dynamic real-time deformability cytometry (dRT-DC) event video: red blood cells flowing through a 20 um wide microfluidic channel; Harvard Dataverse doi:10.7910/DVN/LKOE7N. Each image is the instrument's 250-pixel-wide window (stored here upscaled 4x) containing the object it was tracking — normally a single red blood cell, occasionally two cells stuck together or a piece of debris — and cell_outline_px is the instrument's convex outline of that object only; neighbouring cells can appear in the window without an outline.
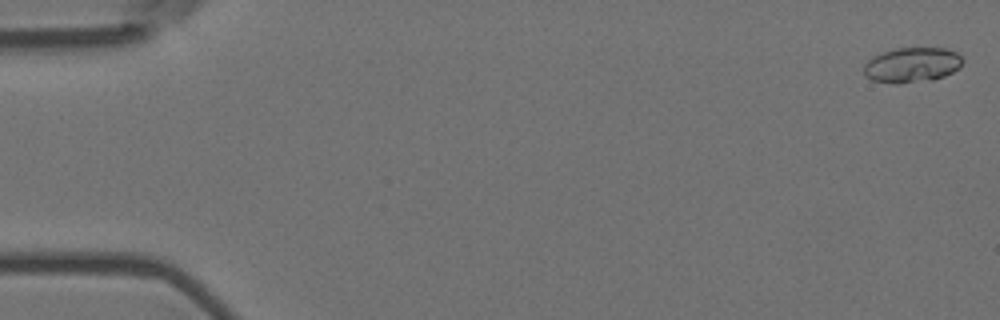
{"species": "Egyptian fruit bat (a non-hibernating species)", "species_latin": "Rousettus aegyptiacus", "temperature_condition": "room temperature", "stored_images_in_passage": 53, "camera_frame_rate_fps": 3000, "um_per_image_px": 0.085, "animal": {"sex": "female"}, "frame": {"image": 1, "passage_image": 1, "time_ms": 0.0, "image_size_px": [1000, 320], "cell_outline_px": [[964, 60], [960, 68], [944, 76], [932, 80], [900, 84], [872, 80], [864, 76], [864, 64], [872, 56], [880, 52], [896, 48], [948, 48], [956, 52]], "centroid_in_image_um": [77.51, 5.52], "position_along_channel_um": 7.5, "area_um2": 20.46}}
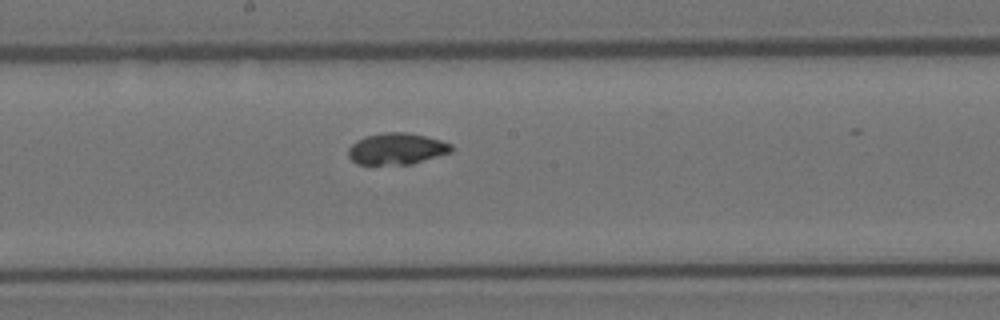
{"frame": {"image": 2, "passage_image": 30, "time_ms": 9.667, "image_size_px": [1000, 320], "cell_outline_px": [[452, 152], [412, 164], [356, 164], [348, 156], [348, 148], [356, 140], [364, 136], [384, 132], [408, 132], [440, 140], [452, 144]], "centroid_in_image_um": [33.7, 12.64], "position_along_channel_um": 214.5, "area_um2": 18.96}}
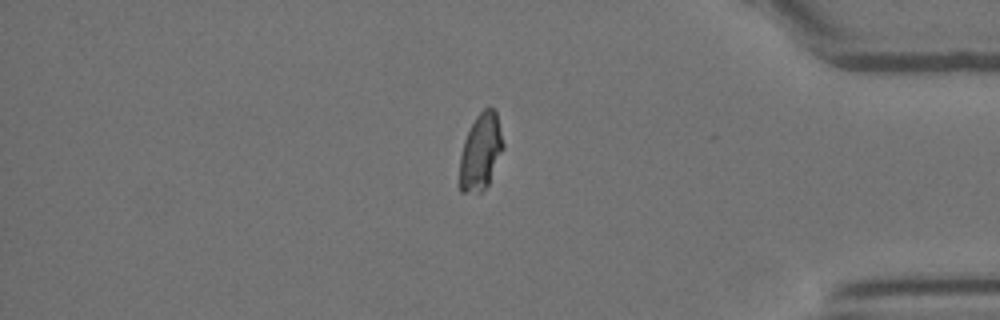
{"frame": {"image": 3, "passage_image": 47, "time_ms": 15.333, "image_size_px": [1000, 320], "cell_outline_px": [[504, 148], [488, 184], [480, 192], [460, 192], [460, 156], [464, 140], [476, 116], [484, 108], [492, 108], [496, 112], [504, 144]], "centroid_in_image_um": [40.86, 12.9], "position_along_channel_um": 394.3, "area_um2": 19.13}, "authors_computed_cell_mechanics": {"area_um2": 19.5364, "velocity_mm_per_s": 3.668, "shape_relaxation_time_tau1_ms": 6.7473, "shape_relaxation_time_tau2_ms": 2.4511, "deformation_change_tau1": 0.1378, "deformation_change_tau2": 0.0563}}